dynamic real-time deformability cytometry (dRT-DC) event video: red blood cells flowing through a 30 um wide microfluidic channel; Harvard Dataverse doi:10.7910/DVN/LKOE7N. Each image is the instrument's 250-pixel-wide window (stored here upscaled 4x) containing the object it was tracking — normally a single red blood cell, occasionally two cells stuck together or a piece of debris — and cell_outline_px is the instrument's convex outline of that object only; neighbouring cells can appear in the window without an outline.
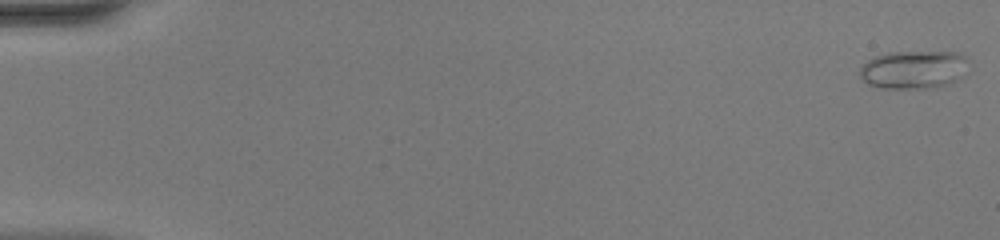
{"species": "common noctule bat (a hibernating species)", "species_latin": "Nyctalus noctula", "temperature_condition": "warm", "stored_images_in_passage": 50, "camera_frame_rate_fps": 3000, "um_per_image_px": 0.085, "animal": {"sex": "female", "body_mass_g": 20.0, "forearm_length_mm": 54.0}, "frame": {"image": 1, "passage_image": 1, "time_ms": 0.0, "image_size_px": [1000, 240], "cell_outline_px": [[968, 60], [964, 76], [948, 84], [936, 88], [880, 88], [868, 84], [860, 80], [860, 64], [876, 56], [888, 52], [960, 52]], "centroid_in_image_um": [77.65, 5.92], "position_along_channel_um": 7.4, "area_um2": 24.57}}
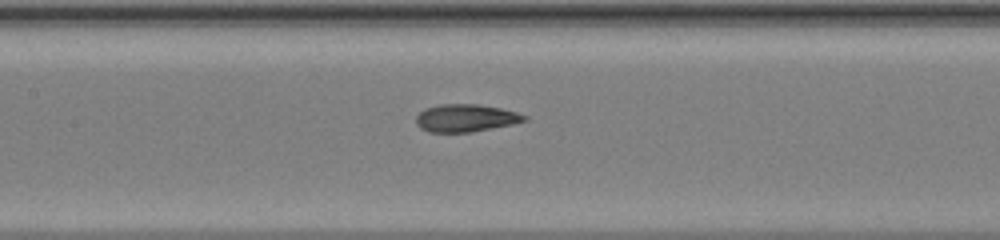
{"frame": {"image": 2, "passage_image": 25, "time_ms": 8.0, "image_size_px": [1000, 240], "cell_outline_px": [[528, 120], [512, 124], [472, 132], [428, 132], [420, 128], [416, 124], [416, 116], [424, 108], [440, 104], [476, 104], [500, 108], [516, 112], [528, 116]], "centroid_in_image_um": [39.57, 10.03], "position_along_channel_um": 167.8, "area_um2": 17.46}}
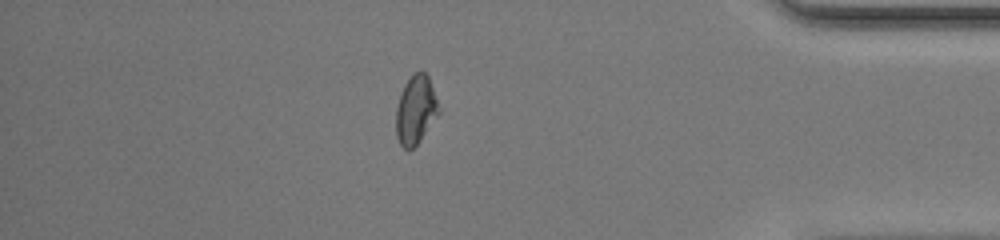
{"frame": {"image": 3, "passage_image": 44, "time_ms": 14.333, "image_size_px": [1000, 240], "cell_outline_px": [[440, 112], [420, 140], [408, 152], [400, 144], [396, 136], [396, 108], [400, 92], [404, 84], [412, 72], [420, 68], [428, 76], [440, 108]], "centroid_in_image_um": [35.32, 9.3], "position_along_channel_um": 399.9, "area_um2": 17.34}, "authors_computed_cell_mechanics": {"area_um2": 17.8313, "velocity_mm_per_s": 4.1518, "shape_relaxation_time_tau1_ms": null, "shape_relaxation_time_tau2_ms": 1.2885, "deformation_change_tau1": null, "deformation_change_tau2": 0.0552}}